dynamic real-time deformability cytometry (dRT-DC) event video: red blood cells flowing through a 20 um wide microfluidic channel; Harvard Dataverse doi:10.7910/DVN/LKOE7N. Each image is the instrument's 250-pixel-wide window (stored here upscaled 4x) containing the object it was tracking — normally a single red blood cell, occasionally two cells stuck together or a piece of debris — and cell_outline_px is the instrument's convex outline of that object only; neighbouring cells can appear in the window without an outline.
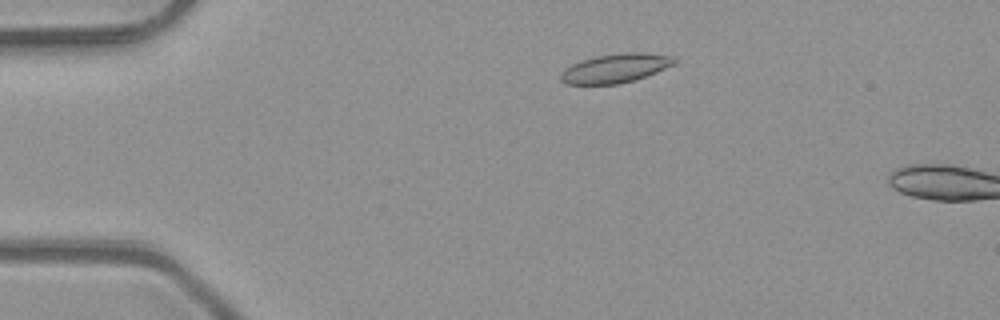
{"species": "common noctule bat (a hibernating species)", "species_latin": "Nyctalus noctula", "temperature_condition": "room temperature", "stored_images_in_passage": 9, "camera_frame_rate_fps": 3000, "um_per_image_px": 0.085, "animal": {"sex": "male", "body_mass_g": 23.1, "forearm_length_mm": 52.7}, "frame": {"image": 1, "passage_image": 6, "time_ms": 1.667, "image_size_px": [1000, 320], "cell_outline_px": [[676, 64], [636, 80], [620, 84], [564, 84], [560, 80], [560, 72], [564, 68], [580, 60], [596, 56], [620, 52], [644, 52], [672, 56], [676, 60]], "centroid_in_image_um": [52.29, 5.8], "position_along_channel_um": 32.7, "area_um2": 19.54}}